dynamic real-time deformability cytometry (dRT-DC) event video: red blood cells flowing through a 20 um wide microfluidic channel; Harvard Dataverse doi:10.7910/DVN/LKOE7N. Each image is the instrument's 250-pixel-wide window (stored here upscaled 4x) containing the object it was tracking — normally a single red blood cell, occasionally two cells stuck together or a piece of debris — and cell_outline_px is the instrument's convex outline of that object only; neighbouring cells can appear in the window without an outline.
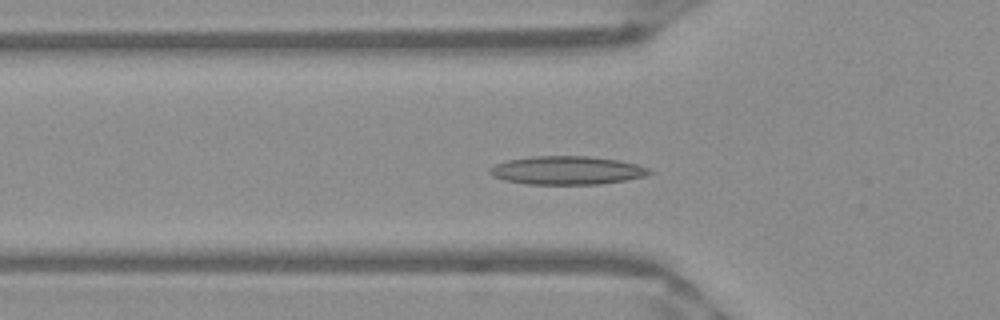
{"species": "Egyptian fruit bat (a non-hibernating species)", "species_latin": "Rousettus aegyptiacus", "temperature_condition": "warm", "stored_images_in_passage": 51, "camera_frame_rate_fps": 3000, "um_per_image_px": 0.085, "frame": {"image": 1, "passage_image": 16, "time_ms": 5.0, "image_size_px": [1000, 320], "cell_outline_px": [[656, 172], [644, 176], [624, 180], [600, 184], [528, 184], [504, 180], [492, 176], [488, 172], [488, 168], [496, 164], [508, 160], [532, 156], [588, 156], [616, 160], [636, 164], [648, 168]], "centroid_in_image_um": [48.17, 14.48], "position_along_channel_um": 77.6, "area_um2": 26.36}}
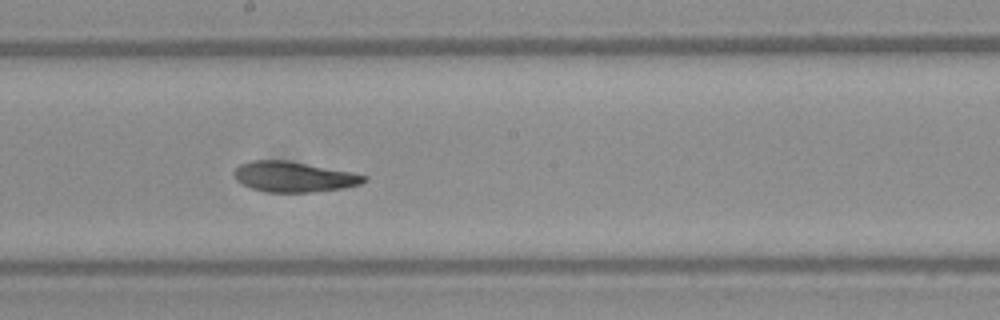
{"frame": {"image": 2, "passage_image": 27, "time_ms": 8.667, "image_size_px": [1000, 320], "cell_outline_px": [[368, 180], [360, 184], [344, 188], [312, 192], [268, 192], [252, 188], [236, 180], [236, 168], [240, 164], [252, 160], [284, 160], [352, 172], [368, 176]], "centroid_in_image_um": [25.02, 15.03], "position_along_channel_um": 223.2, "area_um2": 22.72}}
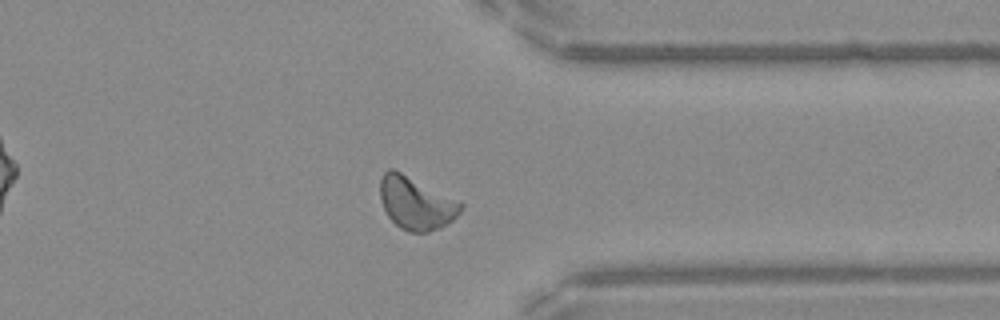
{"frame": {"image": 3, "passage_image": 39, "time_ms": 12.667, "image_size_px": [1000, 320], "cell_outline_px": [[464, 208], [452, 220], [440, 228], [428, 232], [408, 232], [400, 228], [388, 216], [380, 200], [380, 180], [384, 172], [388, 168], [392, 168], [460, 200], [464, 204]], "centroid_in_image_um": [35.38, 17.26], "position_along_channel_um": 376.0, "area_um2": 24.91}, "authors_computed_cell_mechanics": {"area_um2": 23.8136, "velocity_mm_per_s": 3.9418, "shape_relaxation_time_tau1_ms": 8.6536, "shape_relaxation_time_tau2_ms": 3.9172, "deformation_change_tau1": 0.1807, "deformation_change_tau2": 0.1101}}